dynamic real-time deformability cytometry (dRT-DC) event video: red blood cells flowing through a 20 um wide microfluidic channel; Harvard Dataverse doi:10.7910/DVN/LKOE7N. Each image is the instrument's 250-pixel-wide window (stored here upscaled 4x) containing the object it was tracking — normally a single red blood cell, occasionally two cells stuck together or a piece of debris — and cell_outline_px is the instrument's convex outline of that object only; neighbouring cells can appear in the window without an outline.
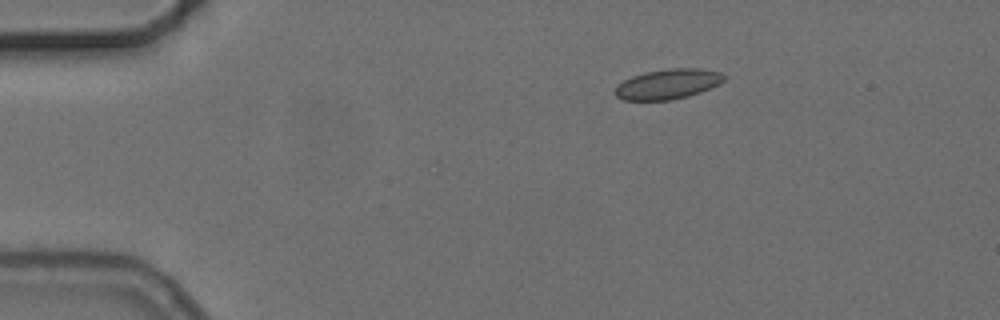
{"species": "common noctule bat (a hibernating species)", "species_latin": "Nyctalus noctula", "temperature_condition": "cold", "stored_images_in_passage": 6, "camera_frame_rate_fps": 3000, "um_per_image_px": 0.085, "animal": {"sex": "female", "body_mass_g": 24.6, "forearm_length_mm": 56.2}, "frame": {"image": 1, "passage_image": 1, "time_ms": 0.0, "image_size_px": [1000, 320], "cell_outline_px": [[728, 76], [720, 84], [700, 92], [688, 96], [668, 100], [624, 100], [616, 96], [612, 92], [624, 80], [632, 76], [644, 72], [668, 68], [700, 68], [720, 72]], "centroid_in_image_um": [56.79, 7.13], "position_along_channel_um": 28.2, "area_um2": 19.19}}
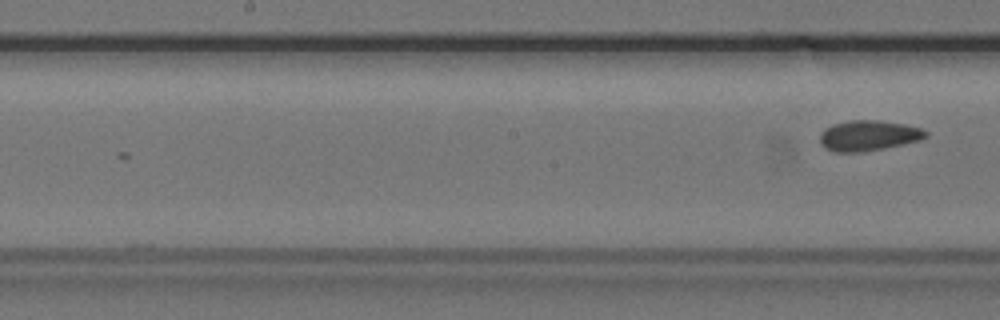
{"frame": {"image": 2, "passage_image": 6, "time_ms": 5.667, "image_size_px": [1000, 320], "cell_outline_px": [[928, 136], [920, 140], [884, 148], [860, 152], [836, 152], [824, 148], [820, 144], [820, 132], [824, 128], [832, 124], [848, 120], [880, 120], [904, 124], [920, 128], [928, 132]], "centroid_in_image_um": [73.78, 11.51], "position_along_channel_um": 174.4, "area_um2": 18.9}}